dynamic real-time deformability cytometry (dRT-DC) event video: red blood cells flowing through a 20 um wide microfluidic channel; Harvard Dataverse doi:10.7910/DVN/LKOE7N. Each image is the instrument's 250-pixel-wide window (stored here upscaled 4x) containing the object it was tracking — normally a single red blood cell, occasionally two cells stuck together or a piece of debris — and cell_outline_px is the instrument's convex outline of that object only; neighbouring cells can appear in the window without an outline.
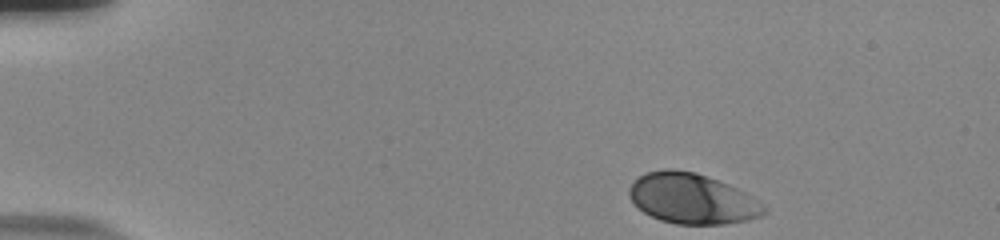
{"species": "human", "species_latin": "Homo sapiens", "temperature_condition": "room temperature", "stored_images_in_passage": 48, "camera_frame_rate_fps": 3000, "um_per_image_px": 0.085, "donor": {"sex": "male"}, "frame": {"image": 1, "passage_image": 1, "time_ms": 0.0, "image_size_px": [1000, 240], "cell_outline_px": [[768, 212], [760, 216], [748, 220], [724, 224], [676, 224], [660, 220], [644, 212], [628, 196], [628, 188], [640, 176], [648, 172], [664, 168], [672, 168], [696, 172], [728, 184], [752, 196], [764, 204], [768, 208]], "centroid_in_image_um": [58.86, 16.88], "position_along_channel_um": 26.1, "area_um2": 39.59}}
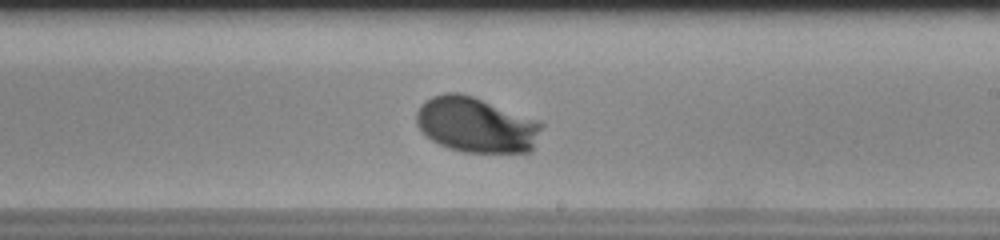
{"frame": {"image": 2, "passage_image": 27, "time_ms": 8.667, "image_size_px": [1000, 240], "cell_outline_px": [[544, 124], [532, 152], [464, 152], [448, 148], [432, 140], [416, 124], [416, 112], [420, 104], [424, 100], [432, 96], [444, 92], [460, 92], [472, 96], [540, 120]], "centroid_in_image_um": [40.49, 10.6], "position_along_channel_um": 248.5, "area_um2": 40.63}}
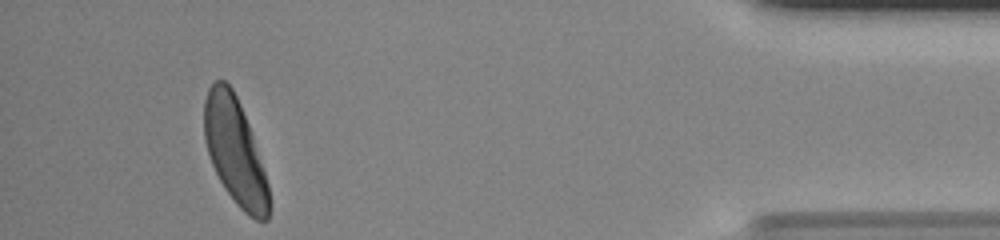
{"frame": {"image": 3, "passage_image": 45, "time_ms": 14.667, "image_size_px": [1000, 240], "cell_outline_px": [[268, 220], [256, 220], [248, 216], [236, 204], [224, 188], [212, 164], [204, 140], [204, 100], [208, 88], [216, 80], [224, 80], [232, 88], [240, 104], [248, 124], [268, 184]], "centroid_in_image_um": [19.94, 12.84], "position_along_channel_um": 415.3, "area_um2": 39.48}, "authors_computed_cell_mechanics": {"area_um2": 39.3618, "velocity_mm_per_s": 3.6648, "shape_relaxation_time_tau1_ms": 1.7863, "shape_relaxation_time_tau2_ms": null, "deformation_change_tau1": 0.1374, "deformation_change_tau2": null}}